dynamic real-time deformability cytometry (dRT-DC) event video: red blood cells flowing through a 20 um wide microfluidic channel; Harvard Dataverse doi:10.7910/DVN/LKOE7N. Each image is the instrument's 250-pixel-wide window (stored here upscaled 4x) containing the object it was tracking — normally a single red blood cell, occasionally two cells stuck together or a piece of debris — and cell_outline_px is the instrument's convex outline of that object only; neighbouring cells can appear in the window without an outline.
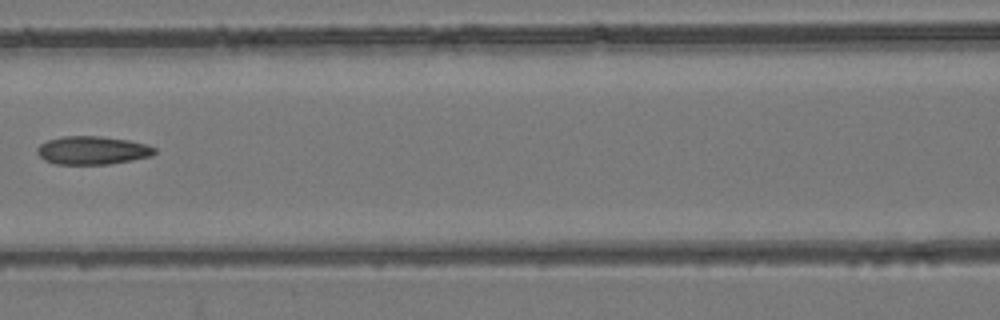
{"species": "common noctule bat (a hibernating species)", "species_latin": "Nyctalus noctula", "temperature_condition": "room temperature", "stored_images_in_passage": 7, "camera_frame_rate_fps": 3000, "um_per_image_px": 0.085, "animal": {"sex": "female", "body_mass_g": 24.6, "forearm_length_mm": 56.2}, "frame": {"image": 1, "passage_image": 6, "time_ms": 1.667, "image_size_px": [1000, 320], "cell_outline_px": [[156, 152], [152, 156], [132, 160], [108, 164], [56, 164], [44, 160], [36, 152], [36, 148], [40, 144], [48, 140], [64, 136], [100, 136], [128, 140], [144, 144], [156, 148]], "centroid_in_image_um": [7.84, 12.78], "position_along_channel_um": 158.8, "area_um2": 19.31}}
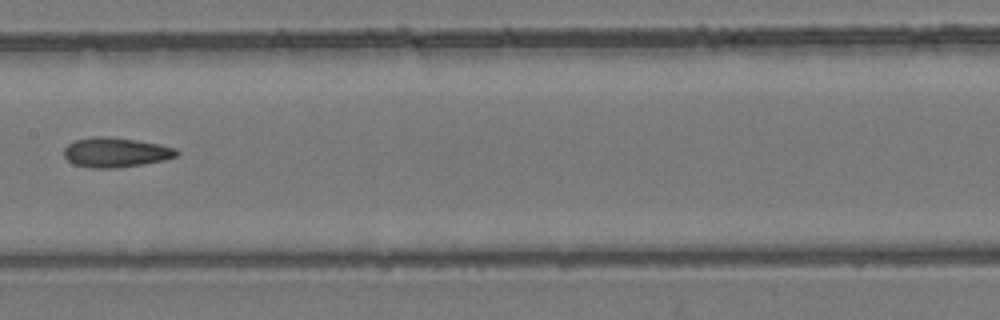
{"frame": {"image": 2, "passage_image": 7, "time_ms": 2.0, "image_size_px": [1000, 320], "cell_outline_px": [[180, 152], [176, 156], [164, 160], [116, 168], [92, 168], [72, 164], [64, 156], [64, 148], [68, 144], [76, 140], [100, 136], [108, 136], [136, 140], [160, 144], [176, 148]], "centroid_in_image_um": [9.83, 12.95], "position_along_channel_um": 197.6, "area_um2": 19.42}}